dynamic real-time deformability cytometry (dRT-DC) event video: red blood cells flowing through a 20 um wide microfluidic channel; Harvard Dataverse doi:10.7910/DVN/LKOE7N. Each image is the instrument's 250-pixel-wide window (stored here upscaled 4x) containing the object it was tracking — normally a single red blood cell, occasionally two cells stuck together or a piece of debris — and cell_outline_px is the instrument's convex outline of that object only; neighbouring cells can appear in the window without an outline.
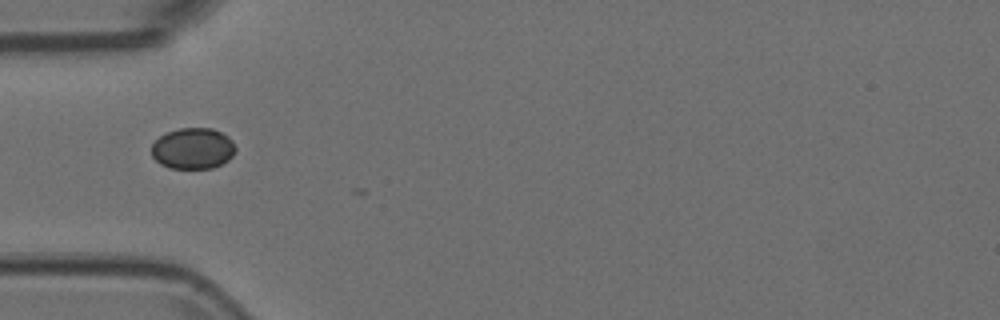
{"species": "Egyptian fruit bat (a non-hibernating species)", "species_latin": "Rousettus aegyptiacus", "temperature_condition": "room temperature", "stored_images_in_passage": 12, "camera_frame_rate_fps": 3000, "um_per_image_px": 0.085, "animal": {"sex": "female"}, "frame": {"image": 1, "passage_image": 3, "time_ms": 0.667, "image_size_px": [1000, 320], "cell_outline_px": [[236, 148], [232, 156], [228, 160], [212, 168], [168, 168], [160, 164], [152, 156], [152, 144], [160, 136], [168, 132], [180, 128], [212, 128], [228, 136], [232, 140]], "centroid_in_image_um": [16.4, 12.62], "position_along_channel_um": 68.6, "area_um2": 20.06}}
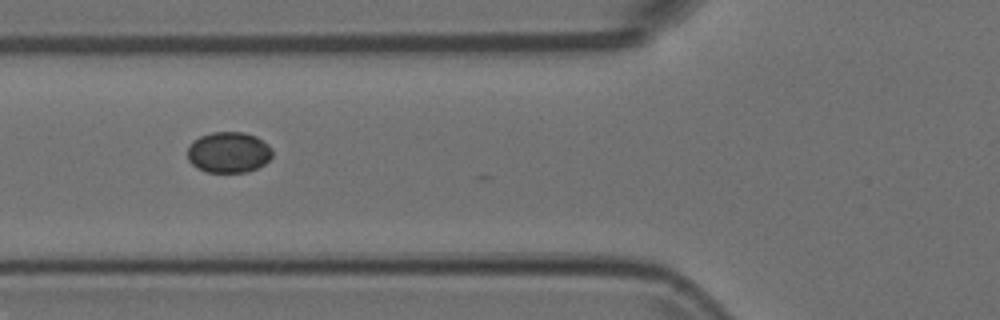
{"frame": {"image": 2, "passage_image": 6, "time_ms": 1.667, "image_size_px": [1000, 320], "cell_outline_px": [[272, 156], [264, 164], [248, 172], [208, 172], [196, 168], [188, 160], [188, 148], [200, 136], [212, 132], [244, 132], [256, 136], [268, 144], [272, 148]], "centroid_in_image_um": [19.45, 12.95], "position_along_channel_um": 106.3, "area_um2": 20.17}}
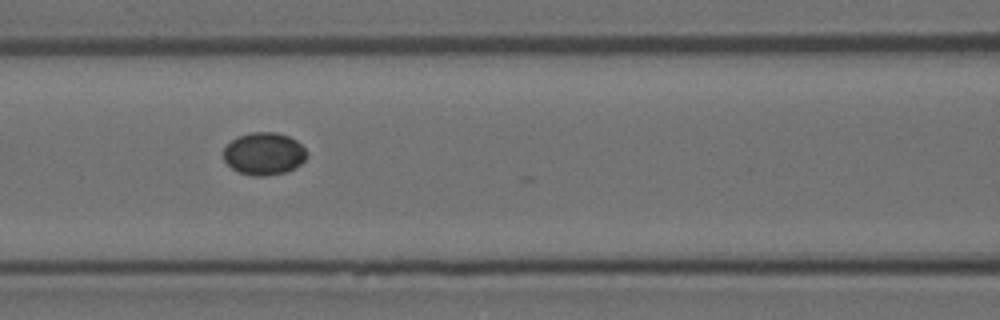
{"frame": {"image": 3, "passage_image": 9, "time_ms": 2.667, "image_size_px": [1000, 320], "cell_outline_px": [[308, 156], [300, 164], [284, 172], [264, 176], [252, 176], [240, 172], [232, 168], [224, 160], [224, 148], [236, 136], [252, 132], [276, 132], [288, 136], [296, 140], [308, 152]], "centroid_in_image_um": [22.44, 13.05], "position_along_channel_um": 144.2, "area_um2": 20.52}}